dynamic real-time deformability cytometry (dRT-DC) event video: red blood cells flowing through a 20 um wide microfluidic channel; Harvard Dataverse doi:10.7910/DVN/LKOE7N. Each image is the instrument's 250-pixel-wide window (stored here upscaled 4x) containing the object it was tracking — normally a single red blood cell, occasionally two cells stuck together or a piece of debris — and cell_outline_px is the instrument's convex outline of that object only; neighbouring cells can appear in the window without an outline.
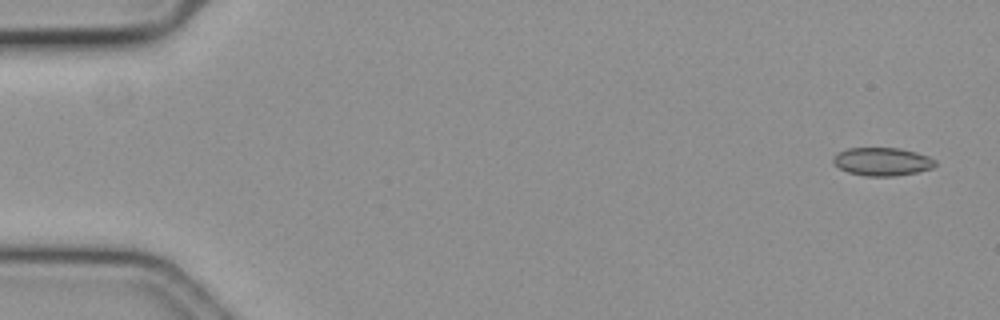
{"species": "common noctule bat (a hibernating species)", "species_latin": "Nyctalus noctula", "temperature_condition": "cold", "stored_images_in_passage": 57, "camera_frame_rate_fps": 3000, "um_per_image_px": 0.085, "animal": {"sex": "female", "body_mass_g": 19.3, "forearm_length_mm": 54.1}, "frame": {"image": 1, "passage_image": 1, "time_ms": 0.0, "image_size_px": [1000, 320], "cell_outline_px": [[936, 164], [932, 168], [916, 172], [892, 176], [864, 176], [848, 172], [840, 168], [832, 160], [836, 152], [848, 148], [900, 148], [916, 152], [928, 156], [936, 160]], "centroid_in_image_um": [74.98, 13.73], "position_along_channel_um": 10.0, "area_um2": 16.7}}
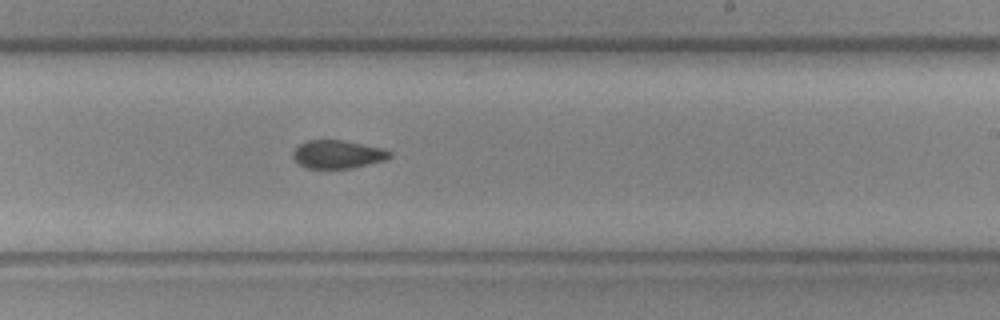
{"frame": {"image": 2, "passage_image": 34, "time_ms": 11.0, "image_size_px": [1000, 320], "cell_outline_px": [[392, 156], [384, 160], [352, 168], [304, 168], [292, 156], [292, 152], [300, 144], [308, 140], [340, 140], [380, 148], [392, 152]], "centroid_in_image_um": [28.67, 13.12], "position_along_channel_um": 260.3, "area_um2": 15.61}}
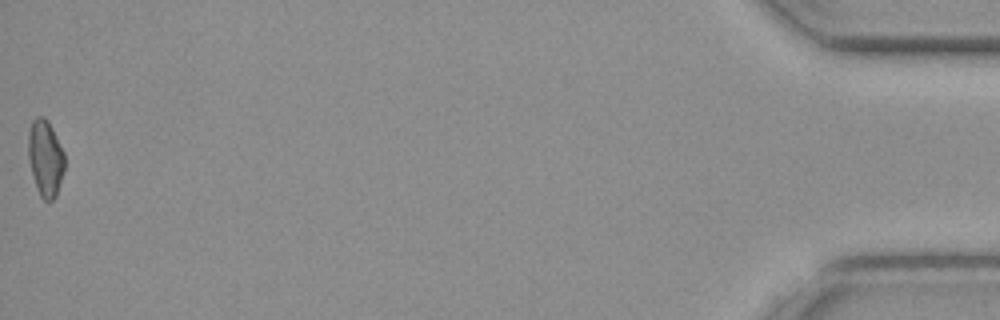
{"frame": {"image": 3, "passage_image": 57, "time_ms": 18.667, "image_size_px": [1000, 320], "cell_outline_px": [[64, 172], [56, 196], [52, 200], [44, 200], [40, 196], [32, 172], [28, 156], [28, 132], [32, 120], [36, 116], [44, 116], [48, 120], [64, 152]], "centroid_in_image_um": [3.86, 13.4], "position_along_channel_um": 431.3, "area_um2": 16.13}, "authors_computed_cell_mechanics": {"area_um2": 16.5886, "velocity_mm_per_s": 3.5843, "shape_relaxation_time_tau1_ms": null, "shape_relaxation_time_tau2_ms": 7.2798, "deformation_change_tau1": null, "deformation_change_tau2": 0.0902}}